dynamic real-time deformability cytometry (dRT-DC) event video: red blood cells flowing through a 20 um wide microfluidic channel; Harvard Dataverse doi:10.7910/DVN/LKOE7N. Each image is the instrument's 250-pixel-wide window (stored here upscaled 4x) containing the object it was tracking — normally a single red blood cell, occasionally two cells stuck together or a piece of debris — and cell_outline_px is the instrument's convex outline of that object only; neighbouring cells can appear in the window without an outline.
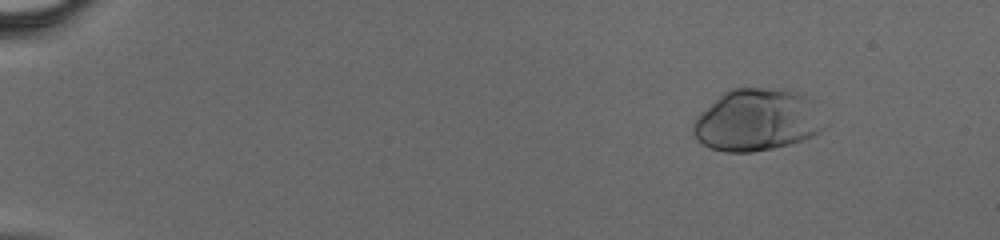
{"species": "human", "species_latin": "Homo sapiens", "temperature_condition": "cold", "stored_images_in_passage": 46, "camera_frame_rate_fps": 3000, "um_per_image_px": 0.085, "donor": {"sex": "male"}, "frame": {"image": 1, "passage_image": 5, "time_ms": 1.333, "image_size_px": [1000, 240], "cell_outline_px": [[828, 124], [820, 132], [812, 136], [788, 144], [772, 148], [752, 152], [724, 152], [708, 148], [696, 140], [692, 132], [692, 124], [696, 116], [724, 92], [732, 88], [784, 88], [808, 96]], "centroid_in_image_um": [64.34, 10.2], "position_along_channel_um": 20.7, "area_um2": 47.86}}
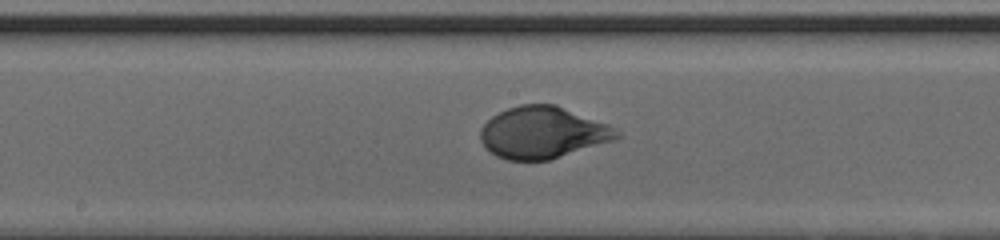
{"frame": {"image": 2, "passage_image": 26, "time_ms": 8.333, "image_size_px": [1000, 240], "cell_outline_px": [[620, 136], [616, 140], [548, 160], [508, 160], [496, 156], [484, 148], [480, 140], [480, 128], [492, 116], [508, 108], [520, 104], [556, 104], [608, 124], [620, 132]], "centroid_in_image_um": [46.12, 11.27], "position_along_channel_um": 202.1, "area_um2": 41.27}}
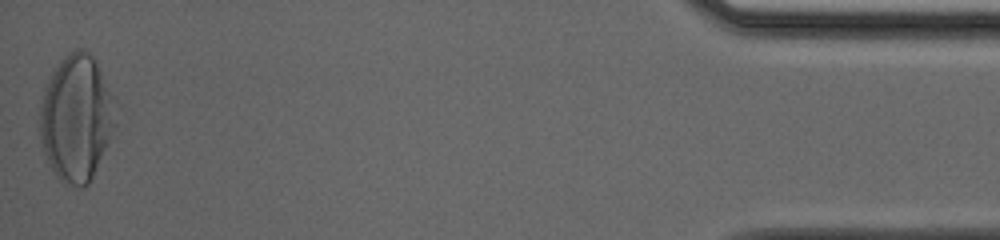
{"frame": {"image": 3, "passage_image": 46, "time_ms": 15.0, "image_size_px": [1000, 240], "cell_outline_px": [[120, 108], [116, 124], [92, 176], [88, 184], [80, 188], [64, 184], [56, 176], [44, 152], [40, 140], [40, 104], [44, 88], [52, 72], [60, 60], [68, 52], [76, 48], [84, 48], [92, 56], [116, 100]], "centroid_in_image_um": [6.51, 10.01], "position_along_channel_um": 428.7, "area_um2": 56.01}}